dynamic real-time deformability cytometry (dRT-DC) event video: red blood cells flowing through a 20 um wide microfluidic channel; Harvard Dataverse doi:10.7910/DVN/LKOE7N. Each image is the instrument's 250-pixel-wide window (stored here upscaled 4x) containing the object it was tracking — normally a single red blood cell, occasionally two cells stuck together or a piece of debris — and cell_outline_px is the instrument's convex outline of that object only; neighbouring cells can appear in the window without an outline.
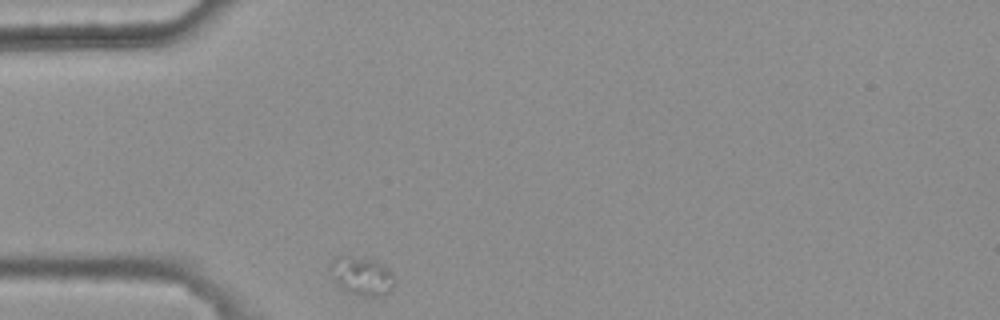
{"species": "common noctule bat (a hibernating species)", "species_latin": "Nyctalus noctula", "temperature_condition": "warm", "stored_images_in_passage": 5, "camera_frame_rate_fps": 3000, "um_per_image_px": 0.085, "animal": {"sex": "female", "body_mass_g": 25.1}, "frame": {"image": 1, "passage_image": 1, "time_ms": 0.0, "image_size_px": [1000, 320], "cell_outline_px": [[392, 284], [388, 292], [384, 296], [364, 296], [348, 292], [336, 280], [328, 268], [328, 264], [336, 256], [352, 256], [372, 260], [388, 268], [392, 272]], "centroid_in_image_um": [30.72, 23.44], "position_along_channel_um": 54.3, "area_um2": 13.99}}